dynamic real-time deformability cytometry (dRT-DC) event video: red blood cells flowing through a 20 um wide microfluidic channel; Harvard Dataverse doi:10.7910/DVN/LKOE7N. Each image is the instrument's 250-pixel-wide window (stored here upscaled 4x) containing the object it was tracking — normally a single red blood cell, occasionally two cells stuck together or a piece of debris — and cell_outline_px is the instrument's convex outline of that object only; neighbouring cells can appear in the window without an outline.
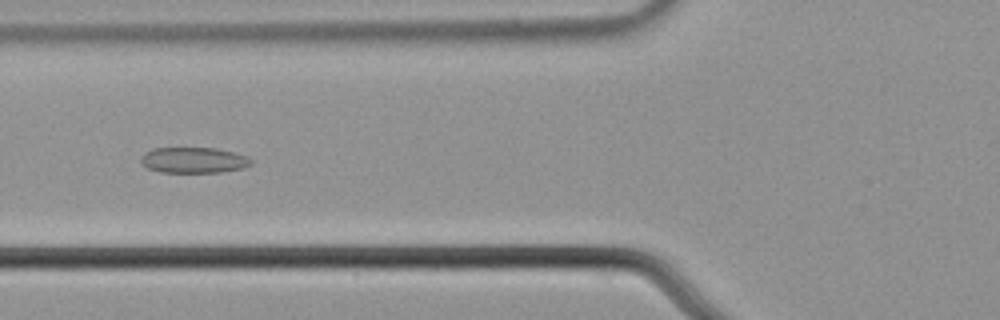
{"species": "common noctule bat (a hibernating species)", "species_latin": "Nyctalus noctula", "temperature_condition": "cold", "stored_images_in_passage": 57, "camera_frame_rate_fps": 3000, "um_per_image_px": 0.085, "animal": {"sex": "male", "body_mass_g": 21.5, "forearm_length_mm": 52.0}, "frame": {"image": 1, "passage_image": 23, "time_ms": 7.333, "image_size_px": [1000, 320], "cell_outline_px": [[252, 164], [244, 168], [220, 172], [160, 172], [148, 168], [140, 164], [140, 156], [144, 152], [152, 148], [216, 148], [236, 152], [248, 156], [252, 160]], "centroid_in_image_um": [16.45, 13.6], "position_along_channel_um": 109.3, "area_um2": 16.82}}
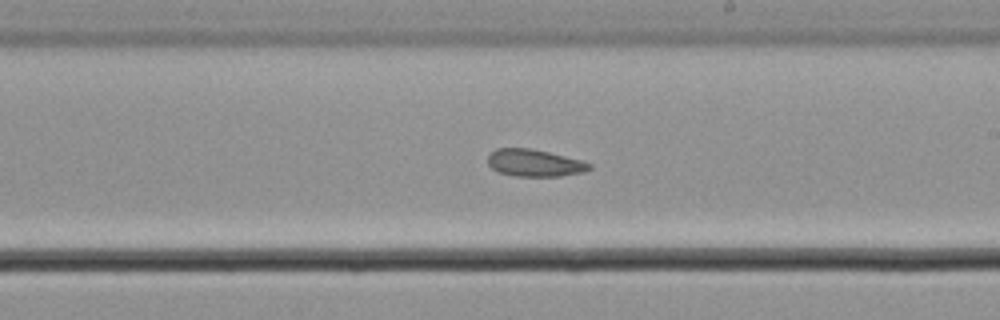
{"frame": {"image": 2, "passage_image": 34, "time_ms": 11.0, "image_size_px": [1000, 320], "cell_outline_px": [[592, 168], [584, 172], [560, 176], [516, 176], [496, 172], [488, 164], [488, 152], [496, 148], [528, 148], [548, 152], [580, 160], [592, 164]], "centroid_in_image_um": [45.39, 13.85], "position_along_channel_um": 243.6, "area_um2": 16.13}}
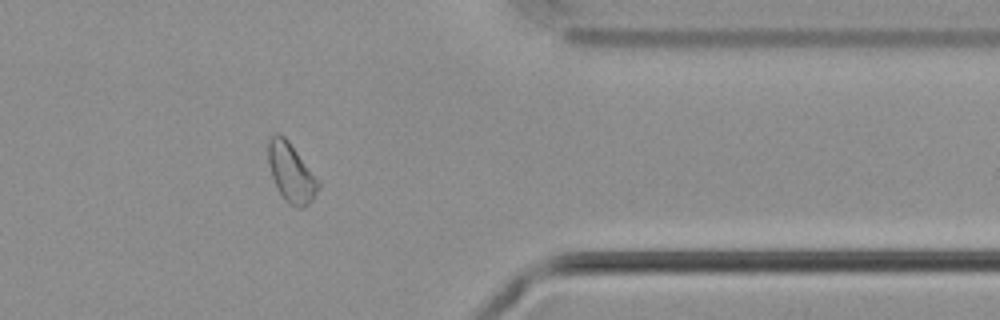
{"frame": {"image": 3, "passage_image": 47, "time_ms": 15.333, "image_size_px": [1000, 320], "cell_outline_px": [[320, 188], [312, 200], [304, 208], [296, 208], [288, 204], [284, 200], [272, 176], [268, 164], [268, 140], [276, 132], [284, 136], [288, 140], [320, 180]], "centroid_in_image_um": [24.77, 14.68], "position_along_channel_um": 386.6, "area_um2": 17.4}, "authors_computed_cell_mechanics": {"area_um2": 18.207, "velocity_mm_per_s": 3.6601, "shape_relaxation_time_tau1_ms": null, "shape_relaxation_time_tau2_ms": 5.3257, "deformation_change_tau1": null, "deformation_change_tau2": 0.1134}}